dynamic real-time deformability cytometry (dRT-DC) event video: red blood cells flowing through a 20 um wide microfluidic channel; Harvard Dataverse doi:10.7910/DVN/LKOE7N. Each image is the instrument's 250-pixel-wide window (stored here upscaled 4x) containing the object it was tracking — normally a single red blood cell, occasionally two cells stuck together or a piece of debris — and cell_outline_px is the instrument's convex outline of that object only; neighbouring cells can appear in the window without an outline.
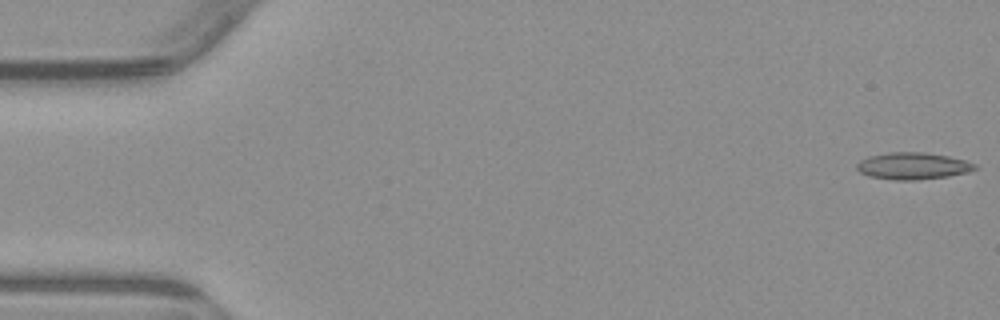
{"species": "common noctule bat (a hibernating species)", "species_latin": "Nyctalus noctula", "temperature_condition": "warm", "stored_images_in_passage": 5, "camera_frame_rate_fps": 3000, "um_per_image_px": 0.085, "animal": {"sex": "male", "body_mass_g": 23.1, "forearm_length_mm": 52.7}, "frame": {"image": 1, "passage_image": 1, "time_ms": 0.0, "image_size_px": [1000, 320], "cell_outline_px": [[976, 168], [968, 172], [948, 176], [916, 180], [896, 180], [872, 176], [860, 172], [856, 168], [856, 164], [860, 160], [868, 156], [892, 152], [924, 152], [948, 156], [964, 160], [976, 164]], "centroid_in_image_um": [77.59, 14.1], "position_along_channel_um": 7.4, "area_um2": 18.32}}
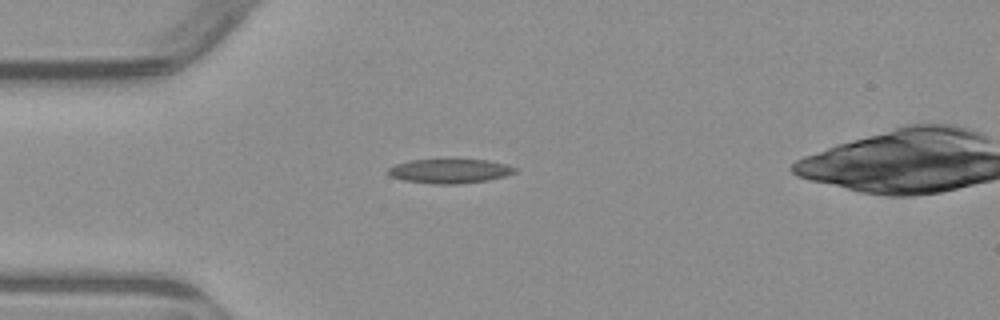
{"frame": {"image": 2, "passage_image": 4, "time_ms": 4.333, "image_size_px": [1000, 320], "cell_outline_px": [[516, 172], [504, 176], [488, 180], [460, 184], [432, 184], [404, 180], [392, 176], [388, 172], [388, 168], [396, 164], [412, 160], [488, 160], [504, 164], [516, 168]], "centroid_in_image_um": [38.23, 14.55], "position_along_channel_um": 46.8, "area_um2": 17.69}}